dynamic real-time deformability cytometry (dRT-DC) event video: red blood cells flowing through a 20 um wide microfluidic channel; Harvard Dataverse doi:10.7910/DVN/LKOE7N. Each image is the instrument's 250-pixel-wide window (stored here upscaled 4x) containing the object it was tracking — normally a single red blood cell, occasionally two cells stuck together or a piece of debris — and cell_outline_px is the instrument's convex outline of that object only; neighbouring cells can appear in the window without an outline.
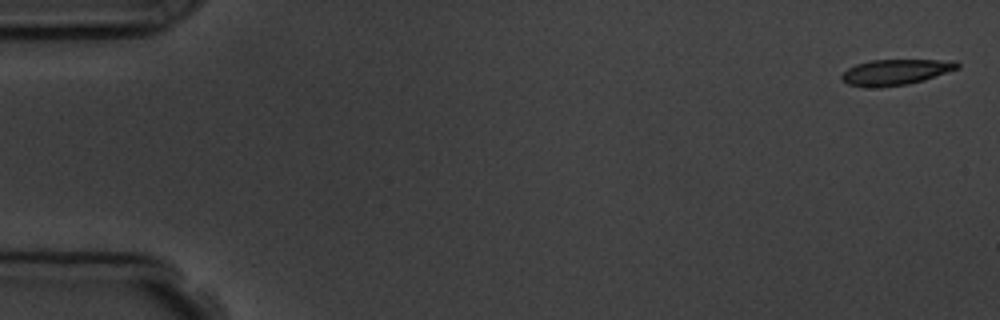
{"species": "common noctule bat (a hibernating species)", "species_latin": "Nyctalus noctula", "temperature_condition": "room temperature", "stored_images_in_passage": 6, "camera_frame_rate_fps": 3000, "um_per_image_px": 0.085, "animal": {"sex": "male", "body_mass_g": 19.5, "forearm_length_mm": 54.6}, "frame": {"image": 1, "passage_image": 1, "time_ms": 0.0, "image_size_px": [1000, 320], "cell_outline_px": [[960, 68], [924, 80], [908, 84], [880, 88], [864, 88], [848, 84], [840, 76], [848, 68], [856, 64], [872, 60], [956, 60], [960, 64]], "centroid_in_image_um": [76.14, 6.14], "position_along_channel_um": 8.9, "area_um2": 17.51}}